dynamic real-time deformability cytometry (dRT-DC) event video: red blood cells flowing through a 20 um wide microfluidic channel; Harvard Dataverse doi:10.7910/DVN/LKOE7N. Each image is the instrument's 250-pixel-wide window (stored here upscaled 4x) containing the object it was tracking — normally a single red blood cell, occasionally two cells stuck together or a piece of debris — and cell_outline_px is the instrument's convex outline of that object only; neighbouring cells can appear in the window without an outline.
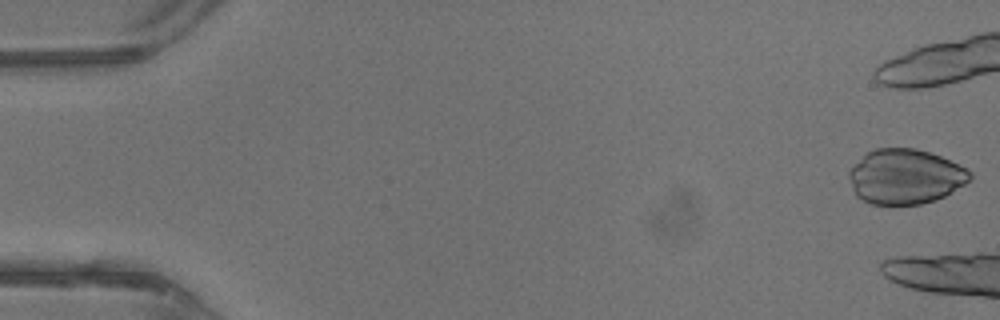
{"species": "common noctule bat (a hibernating species)", "species_latin": "Nyctalus noctula", "temperature_condition": "warm", "stored_images_in_passage": 5, "camera_frame_rate_fps": 3000, "um_per_image_px": 0.085, "animal": {"sex": "male", "body_mass_g": 13.3}, "frame": {"image": 1, "passage_image": 1, "time_ms": 0.0, "image_size_px": [1000, 320], "cell_outline_px": [[972, 176], [964, 184], [944, 196], [936, 200], [920, 204], [872, 204], [856, 196], [852, 188], [848, 176], [848, 172], [868, 152], [876, 148], [916, 148], [940, 156], [972, 172]], "centroid_in_image_um": [76.93, 15.01], "position_along_channel_um": 8.1, "area_um2": 38.21}}